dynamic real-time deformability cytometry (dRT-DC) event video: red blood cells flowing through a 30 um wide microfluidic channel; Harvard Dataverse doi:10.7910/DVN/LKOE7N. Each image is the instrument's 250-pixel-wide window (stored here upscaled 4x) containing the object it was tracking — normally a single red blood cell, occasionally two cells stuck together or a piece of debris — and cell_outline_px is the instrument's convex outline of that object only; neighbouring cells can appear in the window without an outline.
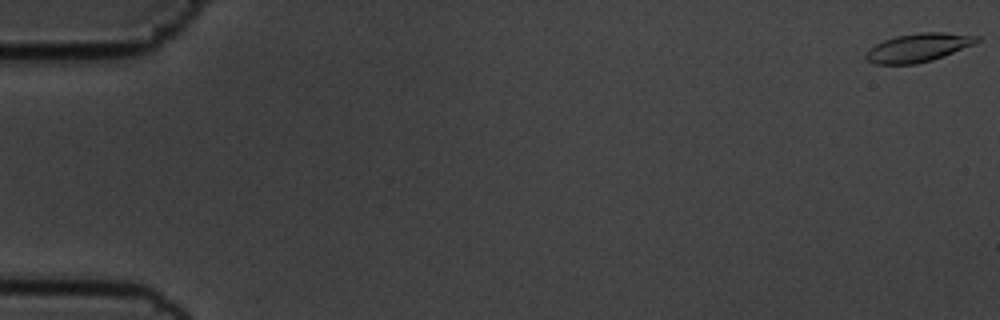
{"species": "common noctule bat (a hibernating species)", "species_latin": "Nyctalus noctula", "temperature_condition": "cold", "stored_images_in_passage": 57, "camera_frame_rate_fps": 3000, "um_per_image_px": 0.085, "animal": {"sex": "male", "body_mass_g": 19.5, "forearm_length_mm": 54.6}, "frame": {"image": 1, "passage_image": 1, "time_ms": 0.0, "image_size_px": [1000, 320], "cell_outline_px": [[980, 40], [976, 44], [944, 56], [932, 60], [916, 64], [876, 64], [868, 60], [864, 56], [868, 48], [884, 40], [896, 36], [920, 32], [944, 32], [980, 36]], "centroid_in_image_um": [78.08, 4.04], "position_along_channel_um": 6.9, "area_um2": 18.55}}
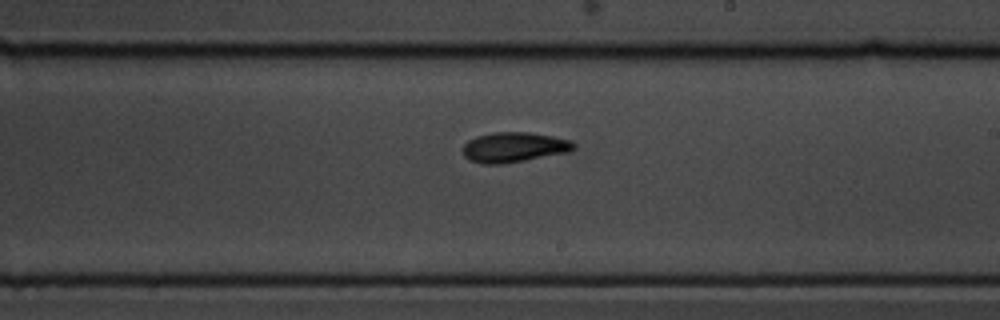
{"frame": {"image": 2, "passage_image": 34, "time_ms": 11.0, "image_size_px": [1000, 320], "cell_outline_px": [[576, 148], [572, 152], [500, 164], [484, 164], [468, 160], [464, 156], [464, 144], [468, 140], [476, 136], [492, 132], [528, 132], [552, 136], [568, 140], [576, 144]], "centroid_in_image_um": [43.7, 12.51], "position_along_channel_um": 245.3, "area_um2": 19.48}}
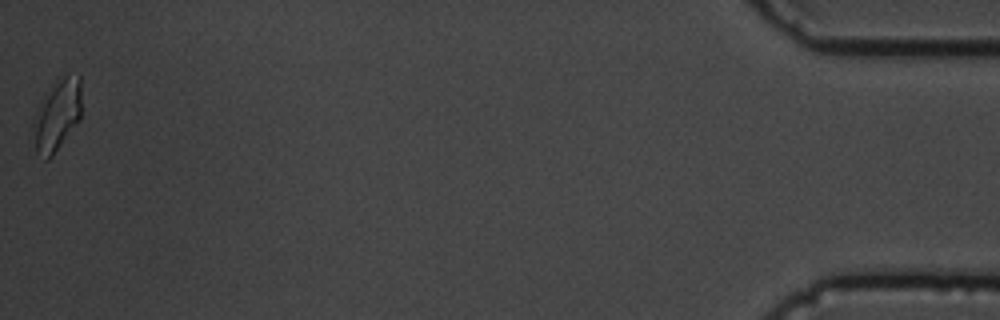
{"frame": {"image": 3, "passage_image": 57, "time_ms": 18.667, "image_size_px": [1000, 320], "cell_outline_px": [[80, 120], [52, 156], [48, 160], [44, 160], [36, 152], [28, 140], [32, 120], [36, 108], [40, 100], [64, 76], [80, 76]], "centroid_in_image_um": [4.74, 9.93], "position_along_channel_um": 430.5, "area_um2": 20.46}, "authors_computed_cell_mechanics": {"area_um2": 18.4382, "velocity_mm_per_s": 3.5905, "shape_relaxation_time_tau1_ms": 3.5809, "shape_relaxation_time_tau2_ms": 7.2794, "deformation_change_tau1": 0.1406, "deformation_change_tau2": 0.1388}}